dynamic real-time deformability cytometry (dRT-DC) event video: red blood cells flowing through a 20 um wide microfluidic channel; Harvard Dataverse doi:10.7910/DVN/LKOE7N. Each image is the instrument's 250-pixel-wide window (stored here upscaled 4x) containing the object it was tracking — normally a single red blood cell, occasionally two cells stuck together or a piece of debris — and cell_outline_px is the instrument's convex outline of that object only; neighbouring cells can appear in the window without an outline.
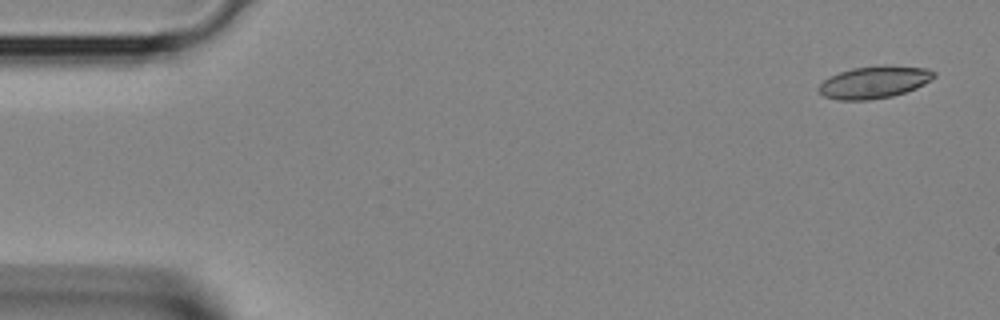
{"species": "Egyptian fruit bat (a non-hibernating species)", "species_latin": "Rousettus aegyptiacus", "temperature_condition": "room temperature", "stored_images_in_passage": 40, "camera_frame_rate_fps": 3000, "um_per_image_px": 0.085, "animal": {"sex": "female"}, "frame": {"image": 1, "passage_image": 2, "time_ms": 0.333, "image_size_px": [1000, 320], "cell_outline_px": [[936, 76], [924, 84], [916, 88], [892, 96], [868, 100], [840, 100], [824, 96], [816, 88], [828, 76], [852, 68], [880, 64], [888, 64], [928, 68], [936, 72]], "centroid_in_image_um": [74.32, 6.96], "position_along_channel_um": 10.7, "area_um2": 21.96}}
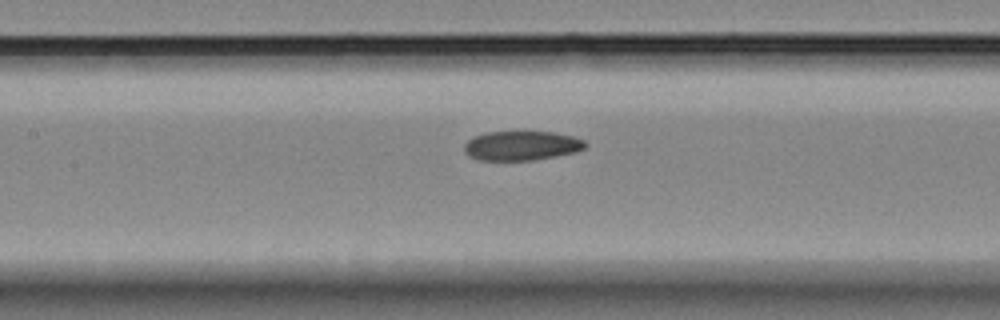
{"frame": {"image": 2, "passage_image": 18, "time_ms": 5.667, "image_size_px": [1000, 320], "cell_outline_px": [[588, 144], [584, 148], [576, 152], [536, 160], [476, 160], [468, 156], [464, 152], [464, 144], [472, 136], [484, 132], [556, 132], [572, 136], [584, 140]], "centroid_in_image_um": [44.31, 12.38], "position_along_channel_um": 163.1, "area_um2": 20.98}}
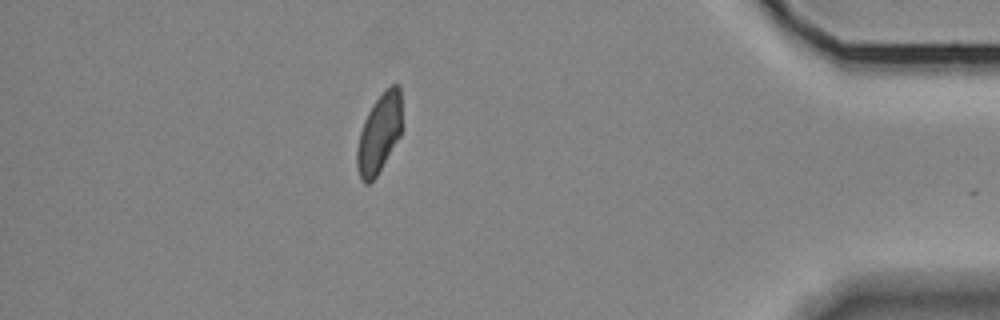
{"frame": {"image": 3, "passage_image": 35, "time_ms": 11.333, "image_size_px": [1000, 320], "cell_outline_px": [[400, 136], [376, 176], [368, 184], [364, 184], [360, 180], [356, 168], [356, 152], [360, 132], [364, 120], [368, 112], [376, 100], [392, 84], [400, 84]], "centroid_in_image_um": [32.19, 11.4], "position_along_channel_um": 403.0, "area_um2": 20.35}}